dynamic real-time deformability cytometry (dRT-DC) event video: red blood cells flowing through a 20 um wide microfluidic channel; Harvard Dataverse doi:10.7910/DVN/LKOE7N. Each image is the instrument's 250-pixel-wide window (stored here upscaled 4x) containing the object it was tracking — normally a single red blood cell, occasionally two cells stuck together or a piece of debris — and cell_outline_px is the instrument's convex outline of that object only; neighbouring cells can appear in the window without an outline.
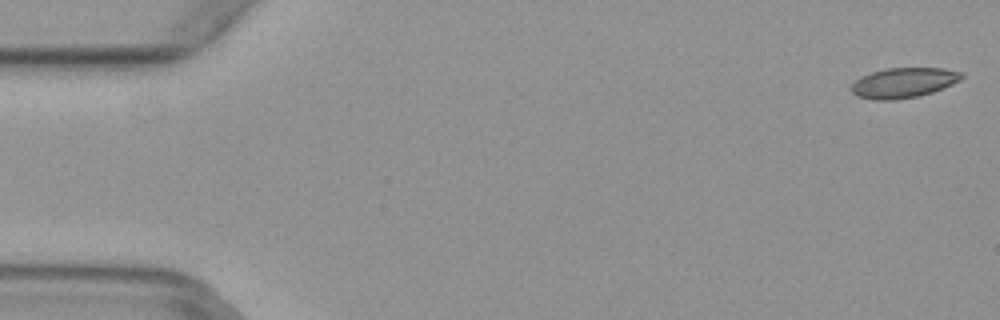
{"species": "common noctule bat (a hibernating species)", "species_latin": "Nyctalus noctula", "temperature_condition": "warm", "stored_images_in_passage": 10, "camera_frame_rate_fps": 3000, "um_per_image_px": 0.085, "animal": {"sex": "female", "body_mass_g": 29.2, "forearm_length_mm": 56.3}, "frame": {"image": 1, "passage_image": 1, "time_ms": 0.0, "image_size_px": [1000, 320], "cell_outline_px": [[964, 76], [960, 80], [952, 84], [932, 92], [916, 96], [896, 100], [876, 100], [856, 96], [852, 92], [852, 84], [860, 76], [884, 68], [944, 68], [964, 72]], "centroid_in_image_um": [76.81, 7.02], "position_along_channel_um": 8.2, "area_um2": 19.36}}